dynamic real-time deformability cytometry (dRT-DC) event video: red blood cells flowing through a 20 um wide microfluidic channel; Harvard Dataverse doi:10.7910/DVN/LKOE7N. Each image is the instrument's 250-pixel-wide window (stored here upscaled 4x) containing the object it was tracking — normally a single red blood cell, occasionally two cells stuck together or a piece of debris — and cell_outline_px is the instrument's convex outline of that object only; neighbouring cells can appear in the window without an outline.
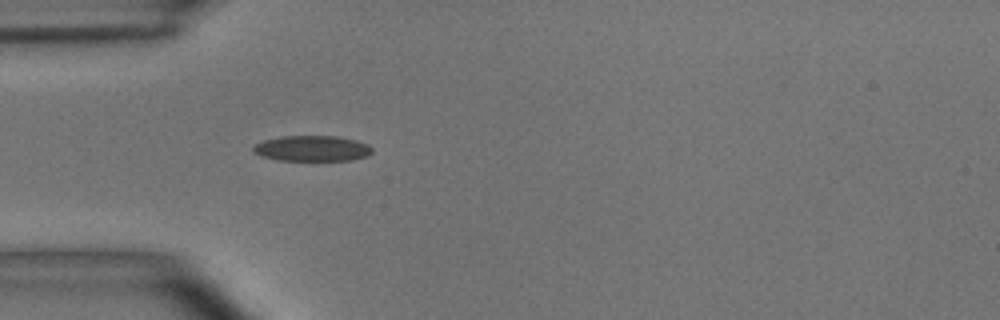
{"species": "common noctule bat (a hibernating species)", "species_latin": "Nyctalus noctula", "temperature_condition": "room temperature", "stored_images_in_passage": 1, "camera_frame_rate_fps": 3000, "um_per_image_px": 0.085, "animal": {"sex": "male", "body_mass_g": 15.6}, "frame": {"image": 1, "passage_image": 1, "time_ms": 0.0, "image_size_px": [1000, 320], "cell_outline_px": [[372, 152], [368, 156], [352, 160], [276, 160], [260, 156], [252, 152], [252, 148], [256, 144], [264, 140], [284, 136], [336, 136], [356, 140], [368, 144], [372, 148]], "centroid_in_image_um": [26.53, 12.62], "position_along_channel_um": 58.5, "area_um2": 17.8}}